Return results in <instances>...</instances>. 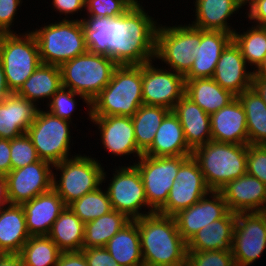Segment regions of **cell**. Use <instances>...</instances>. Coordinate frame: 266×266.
I'll return each instance as SVG.
<instances>
[{
    "mask_svg": "<svg viewBox=\"0 0 266 266\" xmlns=\"http://www.w3.org/2000/svg\"><path fill=\"white\" fill-rule=\"evenodd\" d=\"M143 8L137 1L116 18H81L88 51L107 55L118 65L155 61L158 24Z\"/></svg>",
    "mask_w": 266,
    "mask_h": 266,
    "instance_id": "6da1fadb",
    "label": "cell"
},
{
    "mask_svg": "<svg viewBox=\"0 0 266 266\" xmlns=\"http://www.w3.org/2000/svg\"><path fill=\"white\" fill-rule=\"evenodd\" d=\"M144 266H186L187 242L174 217L157 212L135 219Z\"/></svg>",
    "mask_w": 266,
    "mask_h": 266,
    "instance_id": "7a4b0ae2",
    "label": "cell"
},
{
    "mask_svg": "<svg viewBox=\"0 0 266 266\" xmlns=\"http://www.w3.org/2000/svg\"><path fill=\"white\" fill-rule=\"evenodd\" d=\"M142 104V65H118L91 102V116L132 117Z\"/></svg>",
    "mask_w": 266,
    "mask_h": 266,
    "instance_id": "3957f363",
    "label": "cell"
},
{
    "mask_svg": "<svg viewBox=\"0 0 266 266\" xmlns=\"http://www.w3.org/2000/svg\"><path fill=\"white\" fill-rule=\"evenodd\" d=\"M248 144L210 142L195 148L192 157L198 162L211 191H220L228 182L246 174Z\"/></svg>",
    "mask_w": 266,
    "mask_h": 266,
    "instance_id": "277c9868",
    "label": "cell"
},
{
    "mask_svg": "<svg viewBox=\"0 0 266 266\" xmlns=\"http://www.w3.org/2000/svg\"><path fill=\"white\" fill-rule=\"evenodd\" d=\"M118 64L107 55L87 51L62 63V86L83 95L90 103L110 82Z\"/></svg>",
    "mask_w": 266,
    "mask_h": 266,
    "instance_id": "5b68a950",
    "label": "cell"
},
{
    "mask_svg": "<svg viewBox=\"0 0 266 266\" xmlns=\"http://www.w3.org/2000/svg\"><path fill=\"white\" fill-rule=\"evenodd\" d=\"M54 23L31 31L36 37L43 64L60 66L88 51L81 19L68 18Z\"/></svg>",
    "mask_w": 266,
    "mask_h": 266,
    "instance_id": "8992f818",
    "label": "cell"
},
{
    "mask_svg": "<svg viewBox=\"0 0 266 266\" xmlns=\"http://www.w3.org/2000/svg\"><path fill=\"white\" fill-rule=\"evenodd\" d=\"M56 171H60V180L56 179L58 175L54 174L52 188L62 198L64 204L68 206L73 201L81 198L83 195L98 189L103 181H107L104 167L101 166L96 158L82 156V154L72 155L60 163L53 165Z\"/></svg>",
    "mask_w": 266,
    "mask_h": 266,
    "instance_id": "52a82bcc",
    "label": "cell"
},
{
    "mask_svg": "<svg viewBox=\"0 0 266 266\" xmlns=\"http://www.w3.org/2000/svg\"><path fill=\"white\" fill-rule=\"evenodd\" d=\"M0 59L8 88L16 93L42 63L34 34L0 33Z\"/></svg>",
    "mask_w": 266,
    "mask_h": 266,
    "instance_id": "ba28073f",
    "label": "cell"
},
{
    "mask_svg": "<svg viewBox=\"0 0 266 266\" xmlns=\"http://www.w3.org/2000/svg\"><path fill=\"white\" fill-rule=\"evenodd\" d=\"M200 43V29L187 25H158L155 57L185 76L192 68L194 56Z\"/></svg>",
    "mask_w": 266,
    "mask_h": 266,
    "instance_id": "9c48e42d",
    "label": "cell"
},
{
    "mask_svg": "<svg viewBox=\"0 0 266 266\" xmlns=\"http://www.w3.org/2000/svg\"><path fill=\"white\" fill-rule=\"evenodd\" d=\"M40 109L26 134L36 148L39 159L55 165L71 157L69 150L72 122Z\"/></svg>",
    "mask_w": 266,
    "mask_h": 266,
    "instance_id": "30bf717a",
    "label": "cell"
},
{
    "mask_svg": "<svg viewBox=\"0 0 266 266\" xmlns=\"http://www.w3.org/2000/svg\"><path fill=\"white\" fill-rule=\"evenodd\" d=\"M189 157H154L143 154L133 163L140 172L148 206L154 213L166 204L178 170Z\"/></svg>",
    "mask_w": 266,
    "mask_h": 266,
    "instance_id": "8fae6325",
    "label": "cell"
},
{
    "mask_svg": "<svg viewBox=\"0 0 266 266\" xmlns=\"http://www.w3.org/2000/svg\"><path fill=\"white\" fill-rule=\"evenodd\" d=\"M118 167L106 187L112 209L124 213L130 220L153 214L148 206L143 181L137 167L134 164ZM143 206L148 210L144 211L145 214L140 211Z\"/></svg>",
    "mask_w": 266,
    "mask_h": 266,
    "instance_id": "7c38bea8",
    "label": "cell"
},
{
    "mask_svg": "<svg viewBox=\"0 0 266 266\" xmlns=\"http://www.w3.org/2000/svg\"><path fill=\"white\" fill-rule=\"evenodd\" d=\"M266 248V212L237 213L232 242L236 266H248Z\"/></svg>",
    "mask_w": 266,
    "mask_h": 266,
    "instance_id": "4fadbf2b",
    "label": "cell"
},
{
    "mask_svg": "<svg viewBox=\"0 0 266 266\" xmlns=\"http://www.w3.org/2000/svg\"><path fill=\"white\" fill-rule=\"evenodd\" d=\"M153 60L142 64V97L145 105L173 110L185 95V78L169 68H158Z\"/></svg>",
    "mask_w": 266,
    "mask_h": 266,
    "instance_id": "5bb4252c",
    "label": "cell"
},
{
    "mask_svg": "<svg viewBox=\"0 0 266 266\" xmlns=\"http://www.w3.org/2000/svg\"><path fill=\"white\" fill-rule=\"evenodd\" d=\"M210 188L207 186L198 162L190 156L179 168L166 204L157 212L173 217L181 210L197 203Z\"/></svg>",
    "mask_w": 266,
    "mask_h": 266,
    "instance_id": "9a60e30c",
    "label": "cell"
},
{
    "mask_svg": "<svg viewBox=\"0 0 266 266\" xmlns=\"http://www.w3.org/2000/svg\"><path fill=\"white\" fill-rule=\"evenodd\" d=\"M53 165L39 160L19 169L11 170L7 180L10 204L22 205L34 197L52 189Z\"/></svg>",
    "mask_w": 266,
    "mask_h": 266,
    "instance_id": "2e32d148",
    "label": "cell"
},
{
    "mask_svg": "<svg viewBox=\"0 0 266 266\" xmlns=\"http://www.w3.org/2000/svg\"><path fill=\"white\" fill-rule=\"evenodd\" d=\"M228 212L222 193L210 191L197 203L181 210L173 217L180 235L188 242L200 229L223 218Z\"/></svg>",
    "mask_w": 266,
    "mask_h": 266,
    "instance_id": "e0dca14e",
    "label": "cell"
},
{
    "mask_svg": "<svg viewBox=\"0 0 266 266\" xmlns=\"http://www.w3.org/2000/svg\"><path fill=\"white\" fill-rule=\"evenodd\" d=\"M90 121L97 124L103 148L115 156L134 153L138 159L143 152L137 147L134 126L128 116H91Z\"/></svg>",
    "mask_w": 266,
    "mask_h": 266,
    "instance_id": "ac0fdd59",
    "label": "cell"
},
{
    "mask_svg": "<svg viewBox=\"0 0 266 266\" xmlns=\"http://www.w3.org/2000/svg\"><path fill=\"white\" fill-rule=\"evenodd\" d=\"M229 211L266 212V185L249 174L228 182L221 190Z\"/></svg>",
    "mask_w": 266,
    "mask_h": 266,
    "instance_id": "d6986e66",
    "label": "cell"
},
{
    "mask_svg": "<svg viewBox=\"0 0 266 266\" xmlns=\"http://www.w3.org/2000/svg\"><path fill=\"white\" fill-rule=\"evenodd\" d=\"M247 67L239 47L232 40L220 55L212 79L237 97L252 88L254 71H247Z\"/></svg>",
    "mask_w": 266,
    "mask_h": 266,
    "instance_id": "ffe728a7",
    "label": "cell"
},
{
    "mask_svg": "<svg viewBox=\"0 0 266 266\" xmlns=\"http://www.w3.org/2000/svg\"><path fill=\"white\" fill-rule=\"evenodd\" d=\"M210 124L213 141L248 144L246 114L237 97L227 106L211 114Z\"/></svg>",
    "mask_w": 266,
    "mask_h": 266,
    "instance_id": "44dd1931",
    "label": "cell"
},
{
    "mask_svg": "<svg viewBox=\"0 0 266 266\" xmlns=\"http://www.w3.org/2000/svg\"><path fill=\"white\" fill-rule=\"evenodd\" d=\"M21 206L25 212L26 228L30 236H48L54 221L66 207L53 188Z\"/></svg>",
    "mask_w": 266,
    "mask_h": 266,
    "instance_id": "7402d4cb",
    "label": "cell"
},
{
    "mask_svg": "<svg viewBox=\"0 0 266 266\" xmlns=\"http://www.w3.org/2000/svg\"><path fill=\"white\" fill-rule=\"evenodd\" d=\"M233 40V35L223 31L200 29V43L190 71L185 80L212 78L220 55Z\"/></svg>",
    "mask_w": 266,
    "mask_h": 266,
    "instance_id": "603a6c76",
    "label": "cell"
},
{
    "mask_svg": "<svg viewBox=\"0 0 266 266\" xmlns=\"http://www.w3.org/2000/svg\"><path fill=\"white\" fill-rule=\"evenodd\" d=\"M39 107L24 97L11 93L0 102V139L12 140L27 132Z\"/></svg>",
    "mask_w": 266,
    "mask_h": 266,
    "instance_id": "cb8c5ba5",
    "label": "cell"
},
{
    "mask_svg": "<svg viewBox=\"0 0 266 266\" xmlns=\"http://www.w3.org/2000/svg\"><path fill=\"white\" fill-rule=\"evenodd\" d=\"M172 111L178 117L185 140L192 150L212 140L210 115L186 95L177 102Z\"/></svg>",
    "mask_w": 266,
    "mask_h": 266,
    "instance_id": "d4e9b609",
    "label": "cell"
},
{
    "mask_svg": "<svg viewBox=\"0 0 266 266\" xmlns=\"http://www.w3.org/2000/svg\"><path fill=\"white\" fill-rule=\"evenodd\" d=\"M195 20L192 26L212 31L233 33L236 31L227 22L230 17L244 7L241 0H195Z\"/></svg>",
    "mask_w": 266,
    "mask_h": 266,
    "instance_id": "484cf974",
    "label": "cell"
},
{
    "mask_svg": "<svg viewBox=\"0 0 266 266\" xmlns=\"http://www.w3.org/2000/svg\"><path fill=\"white\" fill-rule=\"evenodd\" d=\"M178 117L170 111L155 133L152 145L143 153L154 157L192 156Z\"/></svg>",
    "mask_w": 266,
    "mask_h": 266,
    "instance_id": "4316f807",
    "label": "cell"
},
{
    "mask_svg": "<svg viewBox=\"0 0 266 266\" xmlns=\"http://www.w3.org/2000/svg\"><path fill=\"white\" fill-rule=\"evenodd\" d=\"M235 223L236 214L229 211L223 218L200 229L187 242V251L232 252Z\"/></svg>",
    "mask_w": 266,
    "mask_h": 266,
    "instance_id": "83f0119b",
    "label": "cell"
},
{
    "mask_svg": "<svg viewBox=\"0 0 266 266\" xmlns=\"http://www.w3.org/2000/svg\"><path fill=\"white\" fill-rule=\"evenodd\" d=\"M21 205L0 207V254H19L30 238Z\"/></svg>",
    "mask_w": 266,
    "mask_h": 266,
    "instance_id": "f1b7e54d",
    "label": "cell"
},
{
    "mask_svg": "<svg viewBox=\"0 0 266 266\" xmlns=\"http://www.w3.org/2000/svg\"><path fill=\"white\" fill-rule=\"evenodd\" d=\"M105 248L120 266H144L140 234L135 220L119 230Z\"/></svg>",
    "mask_w": 266,
    "mask_h": 266,
    "instance_id": "f546056e",
    "label": "cell"
},
{
    "mask_svg": "<svg viewBox=\"0 0 266 266\" xmlns=\"http://www.w3.org/2000/svg\"><path fill=\"white\" fill-rule=\"evenodd\" d=\"M185 95L199 105L208 115L227 106L236 98L212 78L185 80Z\"/></svg>",
    "mask_w": 266,
    "mask_h": 266,
    "instance_id": "4dcf8cb0",
    "label": "cell"
},
{
    "mask_svg": "<svg viewBox=\"0 0 266 266\" xmlns=\"http://www.w3.org/2000/svg\"><path fill=\"white\" fill-rule=\"evenodd\" d=\"M61 87L62 79L59 66L41 63L22 84L16 94L33 102L35 105H39L40 99L47 98L49 99L47 101H50Z\"/></svg>",
    "mask_w": 266,
    "mask_h": 266,
    "instance_id": "1f68e13d",
    "label": "cell"
},
{
    "mask_svg": "<svg viewBox=\"0 0 266 266\" xmlns=\"http://www.w3.org/2000/svg\"><path fill=\"white\" fill-rule=\"evenodd\" d=\"M85 224L66 206L54 221L48 237L62 252L81 251Z\"/></svg>",
    "mask_w": 266,
    "mask_h": 266,
    "instance_id": "d6a6232c",
    "label": "cell"
},
{
    "mask_svg": "<svg viewBox=\"0 0 266 266\" xmlns=\"http://www.w3.org/2000/svg\"><path fill=\"white\" fill-rule=\"evenodd\" d=\"M237 98L246 114L248 144L266 145V104L253 88L243 91Z\"/></svg>",
    "mask_w": 266,
    "mask_h": 266,
    "instance_id": "836d02e7",
    "label": "cell"
},
{
    "mask_svg": "<svg viewBox=\"0 0 266 266\" xmlns=\"http://www.w3.org/2000/svg\"><path fill=\"white\" fill-rule=\"evenodd\" d=\"M130 221L124 213L111 210L85 223L83 248L105 247L108 241Z\"/></svg>",
    "mask_w": 266,
    "mask_h": 266,
    "instance_id": "e575fe53",
    "label": "cell"
},
{
    "mask_svg": "<svg viewBox=\"0 0 266 266\" xmlns=\"http://www.w3.org/2000/svg\"><path fill=\"white\" fill-rule=\"evenodd\" d=\"M170 111L162 106L142 104L131 117L136 145L143 153L152 145L155 133Z\"/></svg>",
    "mask_w": 266,
    "mask_h": 266,
    "instance_id": "d590c367",
    "label": "cell"
},
{
    "mask_svg": "<svg viewBox=\"0 0 266 266\" xmlns=\"http://www.w3.org/2000/svg\"><path fill=\"white\" fill-rule=\"evenodd\" d=\"M233 41L239 47L241 55L254 70L266 57V27L253 24L247 31L233 33Z\"/></svg>",
    "mask_w": 266,
    "mask_h": 266,
    "instance_id": "8d00e7d4",
    "label": "cell"
},
{
    "mask_svg": "<svg viewBox=\"0 0 266 266\" xmlns=\"http://www.w3.org/2000/svg\"><path fill=\"white\" fill-rule=\"evenodd\" d=\"M61 252L48 236H31L19 255L24 266H55Z\"/></svg>",
    "mask_w": 266,
    "mask_h": 266,
    "instance_id": "74e56055",
    "label": "cell"
},
{
    "mask_svg": "<svg viewBox=\"0 0 266 266\" xmlns=\"http://www.w3.org/2000/svg\"><path fill=\"white\" fill-rule=\"evenodd\" d=\"M68 207L84 224L113 210L106 190L101 187L73 201Z\"/></svg>",
    "mask_w": 266,
    "mask_h": 266,
    "instance_id": "f35d334b",
    "label": "cell"
},
{
    "mask_svg": "<svg viewBox=\"0 0 266 266\" xmlns=\"http://www.w3.org/2000/svg\"><path fill=\"white\" fill-rule=\"evenodd\" d=\"M75 96H78L84 100L89 107L88 115L89 120L91 117V103L80 93H76L71 89L61 87L50 99L48 103V112L55 117H59L61 119L67 120L71 122V115H73L75 107H76V100Z\"/></svg>",
    "mask_w": 266,
    "mask_h": 266,
    "instance_id": "ab89813d",
    "label": "cell"
},
{
    "mask_svg": "<svg viewBox=\"0 0 266 266\" xmlns=\"http://www.w3.org/2000/svg\"><path fill=\"white\" fill-rule=\"evenodd\" d=\"M10 151L12 170L40 160L36 148L26 133L10 140Z\"/></svg>",
    "mask_w": 266,
    "mask_h": 266,
    "instance_id": "60d3db41",
    "label": "cell"
},
{
    "mask_svg": "<svg viewBox=\"0 0 266 266\" xmlns=\"http://www.w3.org/2000/svg\"><path fill=\"white\" fill-rule=\"evenodd\" d=\"M138 0H86L88 17H111L123 15Z\"/></svg>",
    "mask_w": 266,
    "mask_h": 266,
    "instance_id": "b9f144b4",
    "label": "cell"
},
{
    "mask_svg": "<svg viewBox=\"0 0 266 266\" xmlns=\"http://www.w3.org/2000/svg\"><path fill=\"white\" fill-rule=\"evenodd\" d=\"M186 266H236L232 252L188 251Z\"/></svg>",
    "mask_w": 266,
    "mask_h": 266,
    "instance_id": "7bdbcfd3",
    "label": "cell"
},
{
    "mask_svg": "<svg viewBox=\"0 0 266 266\" xmlns=\"http://www.w3.org/2000/svg\"><path fill=\"white\" fill-rule=\"evenodd\" d=\"M246 173L266 185V145L248 144Z\"/></svg>",
    "mask_w": 266,
    "mask_h": 266,
    "instance_id": "ee69618b",
    "label": "cell"
},
{
    "mask_svg": "<svg viewBox=\"0 0 266 266\" xmlns=\"http://www.w3.org/2000/svg\"><path fill=\"white\" fill-rule=\"evenodd\" d=\"M22 0H0V33H14L11 29Z\"/></svg>",
    "mask_w": 266,
    "mask_h": 266,
    "instance_id": "f6af8a7d",
    "label": "cell"
},
{
    "mask_svg": "<svg viewBox=\"0 0 266 266\" xmlns=\"http://www.w3.org/2000/svg\"><path fill=\"white\" fill-rule=\"evenodd\" d=\"M88 266H120L105 247H89L81 250Z\"/></svg>",
    "mask_w": 266,
    "mask_h": 266,
    "instance_id": "bcb514c9",
    "label": "cell"
},
{
    "mask_svg": "<svg viewBox=\"0 0 266 266\" xmlns=\"http://www.w3.org/2000/svg\"><path fill=\"white\" fill-rule=\"evenodd\" d=\"M247 17L255 22V25L266 27V0H252L248 3Z\"/></svg>",
    "mask_w": 266,
    "mask_h": 266,
    "instance_id": "7dc6e473",
    "label": "cell"
},
{
    "mask_svg": "<svg viewBox=\"0 0 266 266\" xmlns=\"http://www.w3.org/2000/svg\"><path fill=\"white\" fill-rule=\"evenodd\" d=\"M85 1L86 0H53L52 7L62 15L64 13L65 18L63 17V20H66L68 14L73 15L75 12L78 13V11H82V9L85 8Z\"/></svg>",
    "mask_w": 266,
    "mask_h": 266,
    "instance_id": "c3c4849f",
    "label": "cell"
},
{
    "mask_svg": "<svg viewBox=\"0 0 266 266\" xmlns=\"http://www.w3.org/2000/svg\"><path fill=\"white\" fill-rule=\"evenodd\" d=\"M55 266H88L82 251L61 252Z\"/></svg>",
    "mask_w": 266,
    "mask_h": 266,
    "instance_id": "681fc988",
    "label": "cell"
},
{
    "mask_svg": "<svg viewBox=\"0 0 266 266\" xmlns=\"http://www.w3.org/2000/svg\"><path fill=\"white\" fill-rule=\"evenodd\" d=\"M10 140L0 139V175L6 176L12 170Z\"/></svg>",
    "mask_w": 266,
    "mask_h": 266,
    "instance_id": "f907efd6",
    "label": "cell"
},
{
    "mask_svg": "<svg viewBox=\"0 0 266 266\" xmlns=\"http://www.w3.org/2000/svg\"><path fill=\"white\" fill-rule=\"evenodd\" d=\"M0 266H24L19 254H0Z\"/></svg>",
    "mask_w": 266,
    "mask_h": 266,
    "instance_id": "816d5d0a",
    "label": "cell"
},
{
    "mask_svg": "<svg viewBox=\"0 0 266 266\" xmlns=\"http://www.w3.org/2000/svg\"><path fill=\"white\" fill-rule=\"evenodd\" d=\"M10 94H11V91L8 88L3 64L0 59V102H2Z\"/></svg>",
    "mask_w": 266,
    "mask_h": 266,
    "instance_id": "f5cc1de1",
    "label": "cell"
},
{
    "mask_svg": "<svg viewBox=\"0 0 266 266\" xmlns=\"http://www.w3.org/2000/svg\"><path fill=\"white\" fill-rule=\"evenodd\" d=\"M252 88L259 94V96L266 104V79L253 78Z\"/></svg>",
    "mask_w": 266,
    "mask_h": 266,
    "instance_id": "db71d44e",
    "label": "cell"
},
{
    "mask_svg": "<svg viewBox=\"0 0 266 266\" xmlns=\"http://www.w3.org/2000/svg\"><path fill=\"white\" fill-rule=\"evenodd\" d=\"M6 177L0 175V207L9 205Z\"/></svg>",
    "mask_w": 266,
    "mask_h": 266,
    "instance_id": "11a10c76",
    "label": "cell"
},
{
    "mask_svg": "<svg viewBox=\"0 0 266 266\" xmlns=\"http://www.w3.org/2000/svg\"><path fill=\"white\" fill-rule=\"evenodd\" d=\"M254 71L253 78H262L266 79V57L262 61V63L258 66V68Z\"/></svg>",
    "mask_w": 266,
    "mask_h": 266,
    "instance_id": "9f6ffc18",
    "label": "cell"
},
{
    "mask_svg": "<svg viewBox=\"0 0 266 266\" xmlns=\"http://www.w3.org/2000/svg\"><path fill=\"white\" fill-rule=\"evenodd\" d=\"M250 1H252V0H241L242 4H243L244 6L247 5V3H249Z\"/></svg>",
    "mask_w": 266,
    "mask_h": 266,
    "instance_id": "6f0895ef",
    "label": "cell"
}]
</instances>
